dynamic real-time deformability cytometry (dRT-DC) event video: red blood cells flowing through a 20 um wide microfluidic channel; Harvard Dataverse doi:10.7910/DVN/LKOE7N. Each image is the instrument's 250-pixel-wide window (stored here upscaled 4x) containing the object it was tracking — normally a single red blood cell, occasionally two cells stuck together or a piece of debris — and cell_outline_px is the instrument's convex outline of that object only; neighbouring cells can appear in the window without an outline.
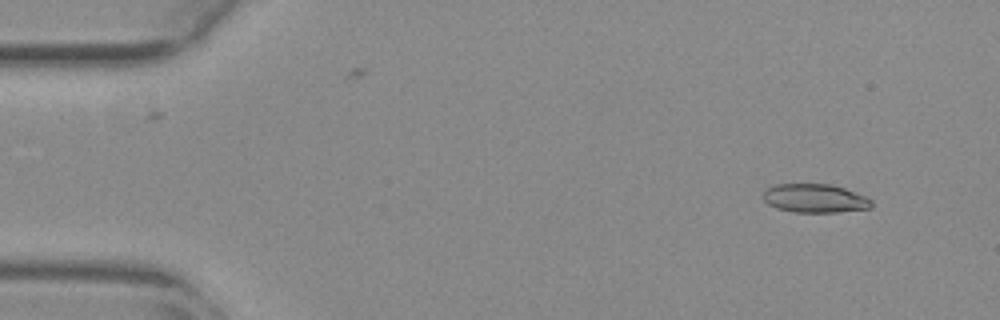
{"species": "common noctule bat (a hibernating species)", "species_latin": "Nyctalus noctula", "temperature_condition": "warm", "stored_images_in_passage": 53, "camera_frame_rate_fps": 3000, "um_per_image_px": 0.085, "animal": {"sex": "female", "body_mass_g": 29.2, "forearm_length_mm": 56.3}, "frame": {"image": 1, "passage_image": 3, "time_ms": 0.667, "image_size_px": [1000, 320], "cell_outline_px": [[872, 208], [836, 212], [792, 212], [776, 208], [768, 204], [764, 200], [764, 188], [776, 184], [832, 184], [868, 196], [872, 200]], "centroid_in_image_um": [69.28, 16.85], "position_along_channel_um": 15.7, "area_um2": 18.32}}
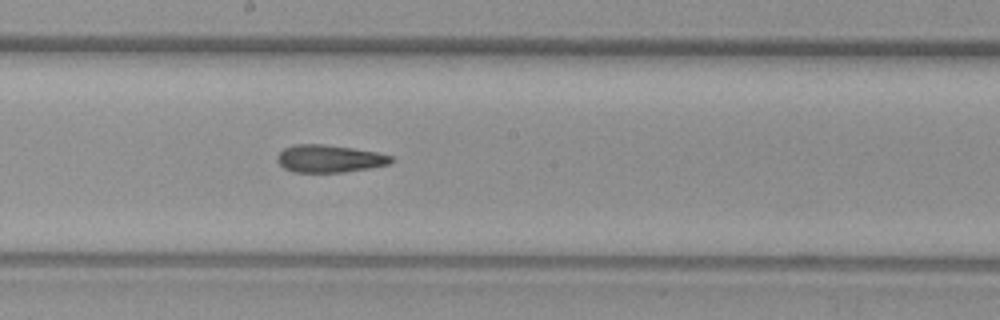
{"frame": {"image": 2, "passage_image": 28, "time_ms": 9.0, "image_size_px": [1000, 320], "cell_outline_px": [[396, 160], [388, 164], [368, 168], [344, 172], [292, 172], [284, 168], [276, 160], [276, 156], [284, 148], [292, 144], [324, 144], [380, 152], [392, 156]], "centroid_in_image_um": [27.99, 13.48], "position_along_channel_um": 220.2, "area_um2": 18.44}}
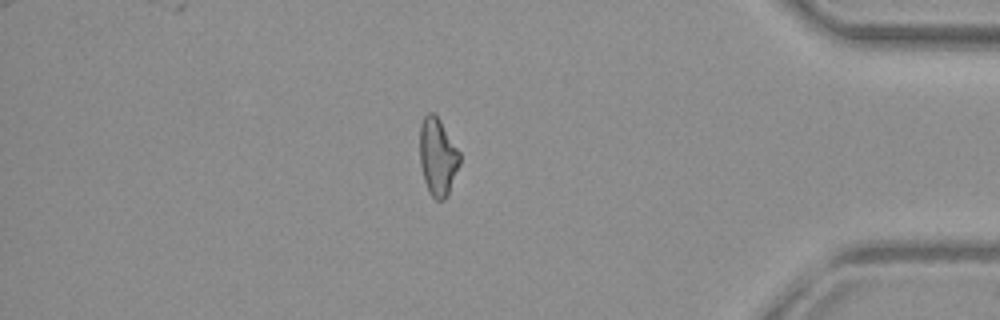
{"frame": {"image": 3, "passage_image": 45, "time_ms": 14.667, "image_size_px": [1000, 320], "cell_outline_px": [[460, 164], [448, 192], [444, 200], [436, 200], [428, 192], [424, 180], [420, 164], [420, 124], [424, 116], [428, 112], [432, 112], [440, 120], [460, 152]], "centroid_in_image_um": [37.19, 13.32], "position_along_channel_um": 398.0, "area_um2": 17.98}, "authors_computed_cell_mechanics": {"area_um2": 18.496, "velocity_mm_per_s": 3.789, "shape_relaxation_time_tau1_ms": null, "shape_relaxation_time_tau2_ms": 5.5378, "deformation_change_tau1": null, "deformation_change_tau2": 0.1671}}